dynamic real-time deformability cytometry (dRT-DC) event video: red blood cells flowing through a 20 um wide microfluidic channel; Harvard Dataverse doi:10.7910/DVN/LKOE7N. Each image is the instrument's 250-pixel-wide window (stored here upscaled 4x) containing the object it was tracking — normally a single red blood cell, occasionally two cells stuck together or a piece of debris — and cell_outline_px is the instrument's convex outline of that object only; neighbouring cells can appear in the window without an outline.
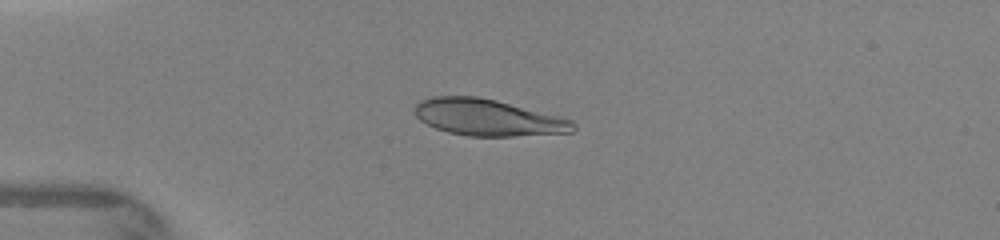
{"species": "human", "species_latin": "Homo sapiens", "temperature_condition": "warm", "stored_images_in_passage": 19, "camera_frame_rate_fps": 3000, "um_per_image_px": 0.085, "donor": {"sex": "female"}, "frame": {"image": 1, "passage_image": 8, "time_ms": 3.0, "image_size_px": [1000, 240], "cell_outline_px": [[576, 128], [572, 132], [512, 136], [468, 136], [448, 132], [436, 128], [420, 120], [416, 116], [416, 104], [420, 100], [432, 96], [476, 96], [496, 100], [572, 120], [576, 124]], "centroid_in_image_um": [41.45, 9.99], "position_along_channel_um": 43.5, "area_um2": 33.41}}
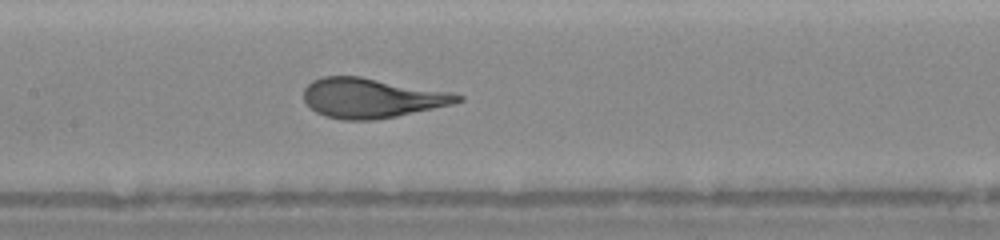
{"frame": {"image": 2, "passage_image": 16, "time_ms": 6.667, "image_size_px": [1000, 240], "cell_outline_px": [[464, 100], [452, 104], [396, 116], [376, 120], [344, 120], [324, 116], [316, 112], [304, 100], [304, 88], [312, 80], [324, 76], [360, 76], [448, 92], [464, 96]], "centroid_in_image_um": [31.55, 8.33], "position_along_channel_um": 175.8, "area_um2": 35.32}}
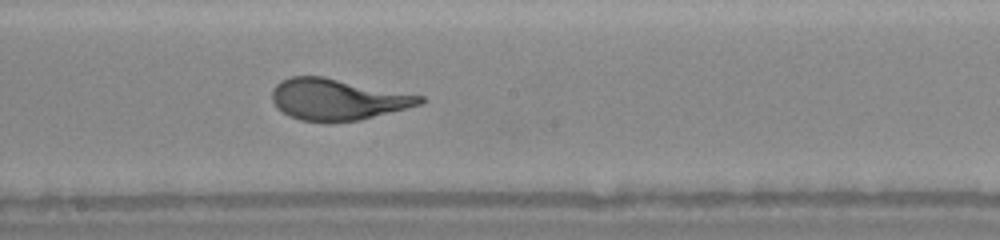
{"frame": {"image": 3, "passage_image": 19, "time_ms": 7.667, "image_size_px": [1000, 240], "cell_outline_px": [[424, 104], [360, 120], [328, 124], [300, 120], [288, 116], [276, 108], [272, 100], [272, 88], [280, 80], [292, 76], [324, 76], [424, 96]], "centroid_in_image_um": [28.66, 8.47], "position_along_channel_um": 219.5, "area_um2": 36.3}}